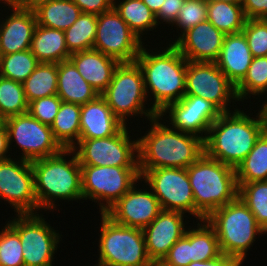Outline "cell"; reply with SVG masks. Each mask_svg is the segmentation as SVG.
<instances>
[{
    "label": "cell",
    "instance_id": "obj_18",
    "mask_svg": "<svg viewBox=\"0 0 267 266\" xmlns=\"http://www.w3.org/2000/svg\"><path fill=\"white\" fill-rule=\"evenodd\" d=\"M137 186L138 184H135L105 214L117 224L144 229L162 209L149 187L147 190L144 186L143 189Z\"/></svg>",
    "mask_w": 267,
    "mask_h": 266
},
{
    "label": "cell",
    "instance_id": "obj_50",
    "mask_svg": "<svg viewBox=\"0 0 267 266\" xmlns=\"http://www.w3.org/2000/svg\"><path fill=\"white\" fill-rule=\"evenodd\" d=\"M144 4L156 15L164 0H142Z\"/></svg>",
    "mask_w": 267,
    "mask_h": 266
},
{
    "label": "cell",
    "instance_id": "obj_22",
    "mask_svg": "<svg viewBox=\"0 0 267 266\" xmlns=\"http://www.w3.org/2000/svg\"><path fill=\"white\" fill-rule=\"evenodd\" d=\"M123 126L101 95L81 105L79 139L107 138Z\"/></svg>",
    "mask_w": 267,
    "mask_h": 266
},
{
    "label": "cell",
    "instance_id": "obj_35",
    "mask_svg": "<svg viewBox=\"0 0 267 266\" xmlns=\"http://www.w3.org/2000/svg\"><path fill=\"white\" fill-rule=\"evenodd\" d=\"M267 56L253 57L246 76L236 86L239 102L255 96L258 98L267 93ZM246 99V100H245Z\"/></svg>",
    "mask_w": 267,
    "mask_h": 266
},
{
    "label": "cell",
    "instance_id": "obj_47",
    "mask_svg": "<svg viewBox=\"0 0 267 266\" xmlns=\"http://www.w3.org/2000/svg\"><path fill=\"white\" fill-rule=\"evenodd\" d=\"M243 263L232 256L221 254L219 257L207 261H194L188 266H242Z\"/></svg>",
    "mask_w": 267,
    "mask_h": 266
},
{
    "label": "cell",
    "instance_id": "obj_30",
    "mask_svg": "<svg viewBox=\"0 0 267 266\" xmlns=\"http://www.w3.org/2000/svg\"><path fill=\"white\" fill-rule=\"evenodd\" d=\"M207 20L225 35L242 32L246 21L242 5L207 0Z\"/></svg>",
    "mask_w": 267,
    "mask_h": 266
},
{
    "label": "cell",
    "instance_id": "obj_8",
    "mask_svg": "<svg viewBox=\"0 0 267 266\" xmlns=\"http://www.w3.org/2000/svg\"><path fill=\"white\" fill-rule=\"evenodd\" d=\"M100 215L97 262L106 266H152L143 229L117 224L105 213Z\"/></svg>",
    "mask_w": 267,
    "mask_h": 266
},
{
    "label": "cell",
    "instance_id": "obj_28",
    "mask_svg": "<svg viewBox=\"0 0 267 266\" xmlns=\"http://www.w3.org/2000/svg\"><path fill=\"white\" fill-rule=\"evenodd\" d=\"M113 8L142 42L145 33L159 26L155 14L142 0H113Z\"/></svg>",
    "mask_w": 267,
    "mask_h": 266
},
{
    "label": "cell",
    "instance_id": "obj_27",
    "mask_svg": "<svg viewBox=\"0 0 267 266\" xmlns=\"http://www.w3.org/2000/svg\"><path fill=\"white\" fill-rule=\"evenodd\" d=\"M34 13L38 25L65 31L82 11L72 0H50L40 5Z\"/></svg>",
    "mask_w": 267,
    "mask_h": 266
},
{
    "label": "cell",
    "instance_id": "obj_23",
    "mask_svg": "<svg viewBox=\"0 0 267 266\" xmlns=\"http://www.w3.org/2000/svg\"><path fill=\"white\" fill-rule=\"evenodd\" d=\"M252 58L244 33L238 32L225 35L220 55L215 63L236 87L246 76Z\"/></svg>",
    "mask_w": 267,
    "mask_h": 266
},
{
    "label": "cell",
    "instance_id": "obj_25",
    "mask_svg": "<svg viewBox=\"0 0 267 266\" xmlns=\"http://www.w3.org/2000/svg\"><path fill=\"white\" fill-rule=\"evenodd\" d=\"M57 95L62 102L84 105L94 100L99 93L68 59L58 63Z\"/></svg>",
    "mask_w": 267,
    "mask_h": 266
},
{
    "label": "cell",
    "instance_id": "obj_52",
    "mask_svg": "<svg viewBox=\"0 0 267 266\" xmlns=\"http://www.w3.org/2000/svg\"><path fill=\"white\" fill-rule=\"evenodd\" d=\"M266 101H267V98L264 102H262V106H263L265 113H266V116H267V102Z\"/></svg>",
    "mask_w": 267,
    "mask_h": 266
},
{
    "label": "cell",
    "instance_id": "obj_55",
    "mask_svg": "<svg viewBox=\"0 0 267 266\" xmlns=\"http://www.w3.org/2000/svg\"><path fill=\"white\" fill-rule=\"evenodd\" d=\"M95 262H96V264H94L93 266H106L103 263H100V262L97 263V261H95Z\"/></svg>",
    "mask_w": 267,
    "mask_h": 266
},
{
    "label": "cell",
    "instance_id": "obj_49",
    "mask_svg": "<svg viewBox=\"0 0 267 266\" xmlns=\"http://www.w3.org/2000/svg\"><path fill=\"white\" fill-rule=\"evenodd\" d=\"M10 151L8 132L3 126L0 129V161L11 158V155H7Z\"/></svg>",
    "mask_w": 267,
    "mask_h": 266
},
{
    "label": "cell",
    "instance_id": "obj_17",
    "mask_svg": "<svg viewBox=\"0 0 267 266\" xmlns=\"http://www.w3.org/2000/svg\"><path fill=\"white\" fill-rule=\"evenodd\" d=\"M221 113L210 101L199 96L185 95L178 102L168 105L159 115L162 118L166 115L165 119L162 120L168 118L169 121L166 120L167 124L176 130L205 139L210 126Z\"/></svg>",
    "mask_w": 267,
    "mask_h": 266
},
{
    "label": "cell",
    "instance_id": "obj_39",
    "mask_svg": "<svg viewBox=\"0 0 267 266\" xmlns=\"http://www.w3.org/2000/svg\"><path fill=\"white\" fill-rule=\"evenodd\" d=\"M0 231V266H24L19 235L6 223Z\"/></svg>",
    "mask_w": 267,
    "mask_h": 266
},
{
    "label": "cell",
    "instance_id": "obj_19",
    "mask_svg": "<svg viewBox=\"0 0 267 266\" xmlns=\"http://www.w3.org/2000/svg\"><path fill=\"white\" fill-rule=\"evenodd\" d=\"M175 37L165 44H172L188 61L216 62L225 34L206 20Z\"/></svg>",
    "mask_w": 267,
    "mask_h": 266
},
{
    "label": "cell",
    "instance_id": "obj_5",
    "mask_svg": "<svg viewBox=\"0 0 267 266\" xmlns=\"http://www.w3.org/2000/svg\"><path fill=\"white\" fill-rule=\"evenodd\" d=\"M187 169L196 207L197 221L238 197L235 169L205 153Z\"/></svg>",
    "mask_w": 267,
    "mask_h": 266
},
{
    "label": "cell",
    "instance_id": "obj_15",
    "mask_svg": "<svg viewBox=\"0 0 267 266\" xmlns=\"http://www.w3.org/2000/svg\"><path fill=\"white\" fill-rule=\"evenodd\" d=\"M0 199L17 214H36L38 209L30 161L19 157L0 161Z\"/></svg>",
    "mask_w": 267,
    "mask_h": 266
},
{
    "label": "cell",
    "instance_id": "obj_51",
    "mask_svg": "<svg viewBox=\"0 0 267 266\" xmlns=\"http://www.w3.org/2000/svg\"><path fill=\"white\" fill-rule=\"evenodd\" d=\"M219 1L229 2L233 4H238V5H242L243 3V0H219Z\"/></svg>",
    "mask_w": 267,
    "mask_h": 266
},
{
    "label": "cell",
    "instance_id": "obj_37",
    "mask_svg": "<svg viewBox=\"0 0 267 266\" xmlns=\"http://www.w3.org/2000/svg\"><path fill=\"white\" fill-rule=\"evenodd\" d=\"M27 111L28 101L23 83L0 76V116L5 120Z\"/></svg>",
    "mask_w": 267,
    "mask_h": 266
},
{
    "label": "cell",
    "instance_id": "obj_38",
    "mask_svg": "<svg viewBox=\"0 0 267 266\" xmlns=\"http://www.w3.org/2000/svg\"><path fill=\"white\" fill-rule=\"evenodd\" d=\"M238 197L254 214L257 223L267 228V181L237 183Z\"/></svg>",
    "mask_w": 267,
    "mask_h": 266
},
{
    "label": "cell",
    "instance_id": "obj_43",
    "mask_svg": "<svg viewBox=\"0 0 267 266\" xmlns=\"http://www.w3.org/2000/svg\"><path fill=\"white\" fill-rule=\"evenodd\" d=\"M161 261L166 266H188L191 261V226Z\"/></svg>",
    "mask_w": 267,
    "mask_h": 266
},
{
    "label": "cell",
    "instance_id": "obj_48",
    "mask_svg": "<svg viewBox=\"0 0 267 266\" xmlns=\"http://www.w3.org/2000/svg\"><path fill=\"white\" fill-rule=\"evenodd\" d=\"M50 0H6L7 3L25 10H36L40 5Z\"/></svg>",
    "mask_w": 267,
    "mask_h": 266
},
{
    "label": "cell",
    "instance_id": "obj_21",
    "mask_svg": "<svg viewBox=\"0 0 267 266\" xmlns=\"http://www.w3.org/2000/svg\"><path fill=\"white\" fill-rule=\"evenodd\" d=\"M7 16L0 18V55H7L30 49L37 18L32 10L17 8L9 3ZM11 8V9H10ZM2 20V21H1Z\"/></svg>",
    "mask_w": 267,
    "mask_h": 266
},
{
    "label": "cell",
    "instance_id": "obj_14",
    "mask_svg": "<svg viewBox=\"0 0 267 266\" xmlns=\"http://www.w3.org/2000/svg\"><path fill=\"white\" fill-rule=\"evenodd\" d=\"M185 95L204 98L222 113L230 112L238 102L236 87L227 79L215 62L188 61ZM235 100V101H234ZM231 102L234 103L231 105Z\"/></svg>",
    "mask_w": 267,
    "mask_h": 266
},
{
    "label": "cell",
    "instance_id": "obj_33",
    "mask_svg": "<svg viewBox=\"0 0 267 266\" xmlns=\"http://www.w3.org/2000/svg\"><path fill=\"white\" fill-rule=\"evenodd\" d=\"M97 14L81 13L71 27L64 31L70 54L93 49L97 30Z\"/></svg>",
    "mask_w": 267,
    "mask_h": 266
},
{
    "label": "cell",
    "instance_id": "obj_26",
    "mask_svg": "<svg viewBox=\"0 0 267 266\" xmlns=\"http://www.w3.org/2000/svg\"><path fill=\"white\" fill-rule=\"evenodd\" d=\"M39 62L60 63L68 60L65 33L46 26L36 25L29 49Z\"/></svg>",
    "mask_w": 267,
    "mask_h": 266
},
{
    "label": "cell",
    "instance_id": "obj_46",
    "mask_svg": "<svg viewBox=\"0 0 267 266\" xmlns=\"http://www.w3.org/2000/svg\"><path fill=\"white\" fill-rule=\"evenodd\" d=\"M246 19H267V0H243Z\"/></svg>",
    "mask_w": 267,
    "mask_h": 266
},
{
    "label": "cell",
    "instance_id": "obj_1",
    "mask_svg": "<svg viewBox=\"0 0 267 266\" xmlns=\"http://www.w3.org/2000/svg\"><path fill=\"white\" fill-rule=\"evenodd\" d=\"M256 114V118L251 117V113L240 108L221 113L204 139V153L236 169L267 129V116L262 105Z\"/></svg>",
    "mask_w": 267,
    "mask_h": 266
},
{
    "label": "cell",
    "instance_id": "obj_40",
    "mask_svg": "<svg viewBox=\"0 0 267 266\" xmlns=\"http://www.w3.org/2000/svg\"><path fill=\"white\" fill-rule=\"evenodd\" d=\"M207 20V0H186L179 9L178 16L171 27H177L180 36L186 30ZM179 28V29H178Z\"/></svg>",
    "mask_w": 267,
    "mask_h": 266
},
{
    "label": "cell",
    "instance_id": "obj_29",
    "mask_svg": "<svg viewBox=\"0 0 267 266\" xmlns=\"http://www.w3.org/2000/svg\"><path fill=\"white\" fill-rule=\"evenodd\" d=\"M81 105L62 102L51 130L54 138L64 149H71L80 137Z\"/></svg>",
    "mask_w": 267,
    "mask_h": 266
},
{
    "label": "cell",
    "instance_id": "obj_44",
    "mask_svg": "<svg viewBox=\"0 0 267 266\" xmlns=\"http://www.w3.org/2000/svg\"><path fill=\"white\" fill-rule=\"evenodd\" d=\"M186 0H164L158 13L155 15L158 24L172 25L179 13V9L182 7ZM160 20V21H159Z\"/></svg>",
    "mask_w": 267,
    "mask_h": 266
},
{
    "label": "cell",
    "instance_id": "obj_53",
    "mask_svg": "<svg viewBox=\"0 0 267 266\" xmlns=\"http://www.w3.org/2000/svg\"><path fill=\"white\" fill-rule=\"evenodd\" d=\"M152 266H166V265L162 264L161 262H155L152 264Z\"/></svg>",
    "mask_w": 267,
    "mask_h": 266
},
{
    "label": "cell",
    "instance_id": "obj_16",
    "mask_svg": "<svg viewBox=\"0 0 267 266\" xmlns=\"http://www.w3.org/2000/svg\"><path fill=\"white\" fill-rule=\"evenodd\" d=\"M144 44L114 8L98 15L93 49L120 63L133 62Z\"/></svg>",
    "mask_w": 267,
    "mask_h": 266
},
{
    "label": "cell",
    "instance_id": "obj_9",
    "mask_svg": "<svg viewBox=\"0 0 267 266\" xmlns=\"http://www.w3.org/2000/svg\"><path fill=\"white\" fill-rule=\"evenodd\" d=\"M139 181V167L81 165L83 200L98 202L99 213H105Z\"/></svg>",
    "mask_w": 267,
    "mask_h": 266
},
{
    "label": "cell",
    "instance_id": "obj_54",
    "mask_svg": "<svg viewBox=\"0 0 267 266\" xmlns=\"http://www.w3.org/2000/svg\"><path fill=\"white\" fill-rule=\"evenodd\" d=\"M4 126V119L0 116V129Z\"/></svg>",
    "mask_w": 267,
    "mask_h": 266
},
{
    "label": "cell",
    "instance_id": "obj_2",
    "mask_svg": "<svg viewBox=\"0 0 267 266\" xmlns=\"http://www.w3.org/2000/svg\"><path fill=\"white\" fill-rule=\"evenodd\" d=\"M161 121L160 115L149 119L150 129L137 138L139 170L188 168L204 154V139Z\"/></svg>",
    "mask_w": 267,
    "mask_h": 266
},
{
    "label": "cell",
    "instance_id": "obj_45",
    "mask_svg": "<svg viewBox=\"0 0 267 266\" xmlns=\"http://www.w3.org/2000/svg\"><path fill=\"white\" fill-rule=\"evenodd\" d=\"M82 13L101 14L113 8V0H72Z\"/></svg>",
    "mask_w": 267,
    "mask_h": 266
},
{
    "label": "cell",
    "instance_id": "obj_11",
    "mask_svg": "<svg viewBox=\"0 0 267 266\" xmlns=\"http://www.w3.org/2000/svg\"><path fill=\"white\" fill-rule=\"evenodd\" d=\"M128 126L107 138L79 139L71 148L80 165L90 166H138V140H131Z\"/></svg>",
    "mask_w": 267,
    "mask_h": 266
},
{
    "label": "cell",
    "instance_id": "obj_12",
    "mask_svg": "<svg viewBox=\"0 0 267 266\" xmlns=\"http://www.w3.org/2000/svg\"><path fill=\"white\" fill-rule=\"evenodd\" d=\"M141 181L157 197L162 210L188 213L196 218V207L185 168L139 170ZM145 181V182H144Z\"/></svg>",
    "mask_w": 267,
    "mask_h": 266
},
{
    "label": "cell",
    "instance_id": "obj_32",
    "mask_svg": "<svg viewBox=\"0 0 267 266\" xmlns=\"http://www.w3.org/2000/svg\"><path fill=\"white\" fill-rule=\"evenodd\" d=\"M57 76L58 63L40 62L23 82L28 103L38 98L57 95Z\"/></svg>",
    "mask_w": 267,
    "mask_h": 266
},
{
    "label": "cell",
    "instance_id": "obj_6",
    "mask_svg": "<svg viewBox=\"0 0 267 266\" xmlns=\"http://www.w3.org/2000/svg\"><path fill=\"white\" fill-rule=\"evenodd\" d=\"M205 220L215 230L221 252L242 263L254 246L256 235L264 234L254 214L239 197L213 211Z\"/></svg>",
    "mask_w": 267,
    "mask_h": 266
},
{
    "label": "cell",
    "instance_id": "obj_42",
    "mask_svg": "<svg viewBox=\"0 0 267 266\" xmlns=\"http://www.w3.org/2000/svg\"><path fill=\"white\" fill-rule=\"evenodd\" d=\"M62 100L58 95L38 98L28 103V113L43 124L51 126Z\"/></svg>",
    "mask_w": 267,
    "mask_h": 266
},
{
    "label": "cell",
    "instance_id": "obj_41",
    "mask_svg": "<svg viewBox=\"0 0 267 266\" xmlns=\"http://www.w3.org/2000/svg\"><path fill=\"white\" fill-rule=\"evenodd\" d=\"M242 32L253 57L267 56V19H246Z\"/></svg>",
    "mask_w": 267,
    "mask_h": 266
},
{
    "label": "cell",
    "instance_id": "obj_13",
    "mask_svg": "<svg viewBox=\"0 0 267 266\" xmlns=\"http://www.w3.org/2000/svg\"><path fill=\"white\" fill-rule=\"evenodd\" d=\"M8 132L9 146L13 142L22 150L20 158L34 161L60 153L64 148L54 138L49 125L43 124L28 112L4 120Z\"/></svg>",
    "mask_w": 267,
    "mask_h": 266
},
{
    "label": "cell",
    "instance_id": "obj_3",
    "mask_svg": "<svg viewBox=\"0 0 267 266\" xmlns=\"http://www.w3.org/2000/svg\"><path fill=\"white\" fill-rule=\"evenodd\" d=\"M146 46L141 47L135 61L142 70L147 98L153 97L150 108L160 114L168 105L185 96L188 60L172 44L168 43L157 52Z\"/></svg>",
    "mask_w": 267,
    "mask_h": 266
},
{
    "label": "cell",
    "instance_id": "obj_24",
    "mask_svg": "<svg viewBox=\"0 0 267 266\" xmlns=\"http://www.w3.org/2000/svg\"><path fill=\"white\" fill-rule=\"evenodd\" d=\"M69 60L99 95L110 84L114 71L120 63L95 49L72 53Z\"/></svg>",
    "mask_w": 267,
    "mask_h": 266
},
{
    "label": "cell",
    "instance_id": "obj_34",
    "mask_svg": "<svg viewBox=\"0 0 267 266\" xmlns=\"http://www.w3.org/2000/svg\"><path fill=\"white\" fill-rule=\"evenodd\" d=\"M196 222L191 227V261H207L219 257L222 252L215 230L206 220Z\"/></svg>",
    "mask_w": 267,
    "mask_h": 266
},
{
    "label": "cell",
    "instance_id": "obj_36",
    "mask_svg": "<svg viewBox=\"0 0 267 266\" xmlns=\"http://www.w3.org/2000/svg\"><path fill=\"white\" fill-rule=\"evenodd\" d=\"M39 63L29 49L0 55V76L23 83Z\"/></svg>",
    "mask_w": 267,
    "mask_h": 266
},
{
    "label": "cell",
    "instance_id": "obj_56",
    "mask_svg": "<svg viewBox=\"0 0 267 266\" xmlns=\"http://www.w3.org/2000/svg\"><path fill=\"white\" fill-rule=\"evenodd\" d=\"M0 3H1V5H2V3L5 5L6 0H0Z\"/></svg>",
    "mask_w": 267,
    "mask_h": 266
},
{
    "label": "cell",
    "instance_id": "obj_10",
    "mask_svg": "<svg viewBox=\"0 0 267 266\" xmlns=\"http://www.w3.org/2000/svg\"><path fill=\"white\" fill-rule=\"evenodd\" d=\"M40 213L17 214L6 221L18 235L22 244L24 266H53L54 254L59 248L62 234L55 230ZM61 239V240H60Z\"/></svg>",
    "mask_w": 267,
    "mask_h": 266
},
{
    "label": "cell",
    "instance_id": "obj_7",
    "mask_svg": "<svg viewBox=\"0 0 267 266\" xmlns=\"http://www.w3.org/2000/svg\"><path fill=\"white\" fill-rule=\"evenodd\" d=\"M100 95L125 126H128L130 116H145L149 120L159 115L153 108L146 107L149 100L142 70L136 61L119 63L110 84Z\"/></svg>",
    "mask_w": 267,
    "mask_h": 266
},
{
    "label": "cell",
    "instance_id": "obj_31",
    "mask_svg": "<svg viewBox=\"0 0 267 266\" xmlns=\"http://www.w3.org/2000/svg\"><path fill=\"white\" fill-rule=\"evenodd\" d=\"M237 183L267 181V129L235 169Z\"/></svg>",
    "mask_w": 267,
    "mask_h": 266
},
{
    "label": "cell",
    "instance_id": "obj_20",
    "mask_svg": "<svg viewBox=\"0 0 267 266\" xmlns=\"http://www.w3.org/2000/svg\"><path fill=\"white\" fill-rule=\"evenodd\" d=\"M185 213L161 210L143 229L146 252L152 263L161 262L170 248L185 234L188 225ZM185 222V223H184Z\"/></svg>",
    "mask_w": 267,
    "mask_h": 266
},
{
    "label": "cell",
    "instance_id": "obj_4",
    "mask_svg": "<svg viewBox=\"0 0 267 266\" xmlns=\"http://www.w3.org/2000/svg\"><path fill=\"white\" fill-rule=\"evenodd\" d=\"M31 165L39 211L55 210L60 206L56 200H83L81 165L72 149L34 160Z\"/></svg>",
    "mask_w": 267,
    "mask_h": 266
},
{
    "label": "cell",
    "instance_id": "obj_57",
    "mask_svg": "<svg viewBox=\"0 0 267 266\" xmlns=\"http://www.w3.org/2000/svg\"><path fill=\"white\" fill-rule=\"evenodd\" d=\"M264 234H266V235H267V228H265V229H264Z\"/></svg>",
    "mask_w": 267,
    "mask_h": 266
}]
</instances>
